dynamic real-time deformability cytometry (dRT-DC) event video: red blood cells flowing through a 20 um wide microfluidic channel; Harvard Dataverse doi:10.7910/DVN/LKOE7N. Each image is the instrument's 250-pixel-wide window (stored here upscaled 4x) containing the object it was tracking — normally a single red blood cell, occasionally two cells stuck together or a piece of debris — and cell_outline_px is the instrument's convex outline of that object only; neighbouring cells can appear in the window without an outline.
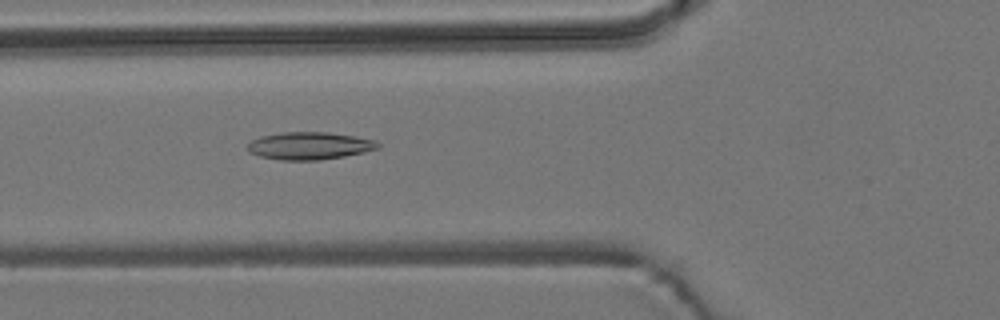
{"species": "common noctule bat (a hibernating species)", "species_latin": "Nyctalus noctula", "temperature_condition": "room temperature", "stored_images_in_passage": 52, "camera_frame_rate_fps": 3000, "um_per_image_px": 0.085, "animal": {"sex": "male", "body_mass_g": 19.2, "forearm_length_mm": 51.8}, "frame": {"image": 1, "passage_image": 17, "time_ms": 5.333, "image_size_px": [1000, 320], "cell_outline_px": [[380, 148], [364, 152], [344, 156], [320, 160], [280, 160], [260, 156], [248, 152], [248, 144], [252, 140], [260, 136], [280, 132], [328, 132], [376, 140], [380, 144]], "centroid_in_image_um": [26.3, 12.39], "position_along_channel_um": 99.5, "area_um2": 20.92}}
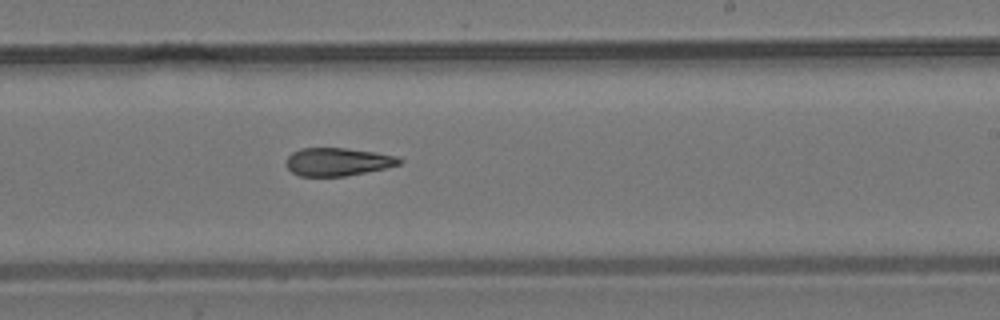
{"frame": {"image": 2, "passage_image": 30, "time_ms": 9.667, "image_size_px": [1000, 320], "cell_outline_px": [[404, 160], [400, 164], [384, 168], [344, 176], [300, 176], [292, 172], [284, 164], [284, 160], [292, 152], [300, 148], [344, 148], [376, 152], [400, 156]], "centroid_in_image_um": [28.69, 13.74], "position_along_channel_um": 260.3, "area_um2": 18.61}}
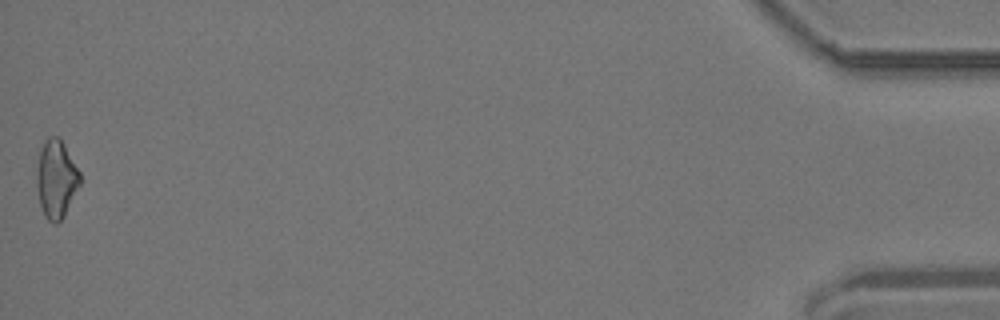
{"frame": {"image": 3, "passage_image": 52, "time_ms": 17.0, "image_size_px": [1000, 320], "cell_outline_px": [[80, 184], [64, 216], [56, 224], [52, 224], [44, 216], [40, 204], [36, 184], [36, 176], [40, 152], [44, 140], [48, 136], [60, 136], [80, 172]], "centroid_in_image_um": [4.78, 15.2], "position_along_channel_um": 430.4, "area_um2": 19.71}, "authors_computed_cell_mechanics": {"area_um2": 19.5075, "velocity_mm_per_s": 3.7082, "shape_relaxation_time_tau1_ms": null, "shape_relaxation_time_tau2_ms": 6.8247, "deformation_change_tau1": null, "deformation_change_tau2": 0.1707}}